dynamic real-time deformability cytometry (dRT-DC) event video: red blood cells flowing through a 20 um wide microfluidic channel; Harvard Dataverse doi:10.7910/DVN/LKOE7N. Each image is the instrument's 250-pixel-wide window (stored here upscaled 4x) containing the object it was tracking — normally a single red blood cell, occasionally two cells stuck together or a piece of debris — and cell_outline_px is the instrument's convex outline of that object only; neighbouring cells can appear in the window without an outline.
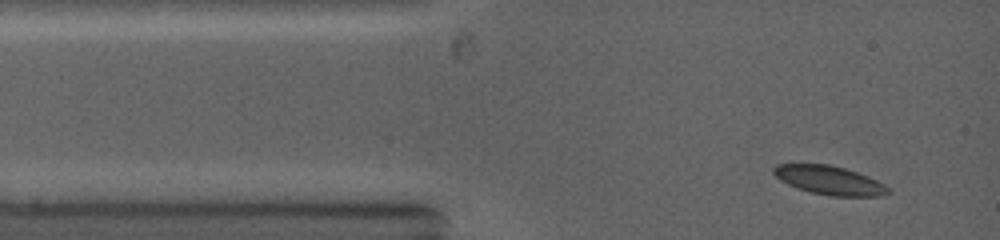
{"species": "common noctule bat (a hibernating species)", "species_latin": "Nyctalus noctula", "temperature_condition": "warm", "stored_images_in_passage": 3, "camera_frame_rate_fps": 5000, "um_per_image_px": 0.085, "animal": {"sex": "female", "body_mass_g": 19.0, "forearm_length_mm": 53.3}, "frame": {"image": 1, "passage_image": 1, "time_ms": 0.0, "image_size_px": [1000, 240], "cell_outline_px": [[892, 192], [880, 196], [832, 196], [812, 192], [796, 188], [780, 180], [772, 172], [772, 168], [776, 164], [828, 164], [844, 168], [868, 176], [884, 184]], "centroid_in_image_um": [70.48, 15.32], "position_along_channel_um": 14.5, "area_um2": 19.13}}
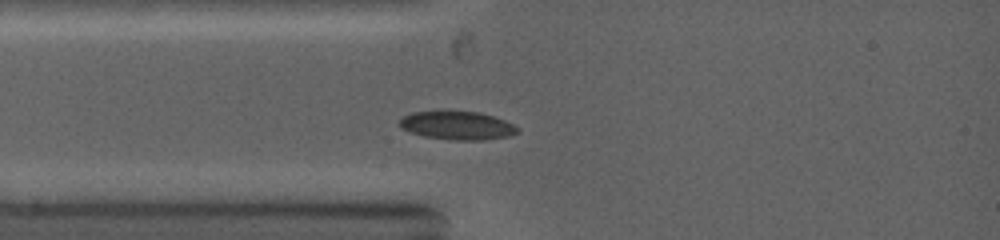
{"frame": {"image": 2, "passage_image": 3, "time_ms": 1.6, "image_size_px": [1000, 240], "cell_outline_px": [[520, 132], [508, 136], [484, 140], [452, 140], [424, 136], [400, 128], [400, 120], [404, 116], [412, 112], [480, 112], [504, 120], [520, 128]], "centroid_in_image_um": [38.9, 10.68], "position_along_channel_um": 46.1, "area_um2": 19.25}}